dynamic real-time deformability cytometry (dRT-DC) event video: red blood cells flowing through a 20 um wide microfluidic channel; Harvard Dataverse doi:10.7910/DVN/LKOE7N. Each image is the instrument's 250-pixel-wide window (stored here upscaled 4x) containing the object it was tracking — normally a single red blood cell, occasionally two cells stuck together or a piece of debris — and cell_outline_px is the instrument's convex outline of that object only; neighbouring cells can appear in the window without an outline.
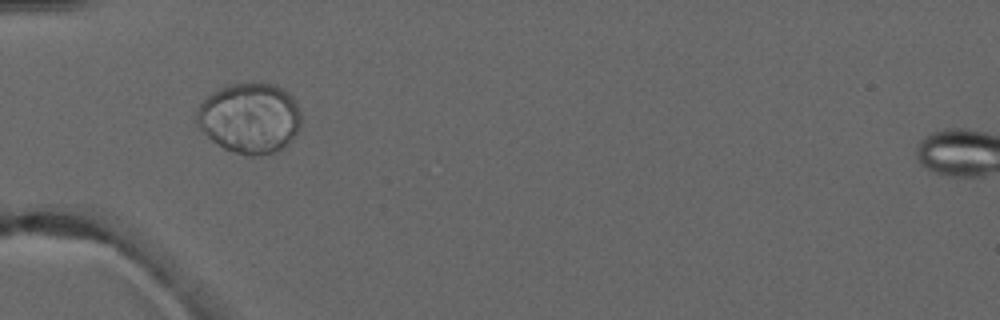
{"species": "common noctule bat (a hibernating species)", "species_latin": "Nyctalus noctula", "temperature_condition": "warm", "stored_images_in_passage": 6, "camera_frame_rate_fps": 3000, "um_per_image_px": 0.085, "animal": {"sex": "male", "forearm_length_mm": 52.5}, "frame": {"image": 1, "passage_image": 4, "time_ms": 3.667, "image_size_px": [1000, 320], "cell_outline_px": [[300, 128], [288, 144], [272, 152], [256, 156], [248, 156], [224, 148], [212, 140], [200, 128], [196, 120], [196, 108], [212, 92], [220, 88], [232, 84], [276, 84], [288, 92], [292, 96], [300, 112]], "centroid_in_image_um": [21.23, 10.03], "position_along_channel_um": 63.8, "area_um2": 42.48}}
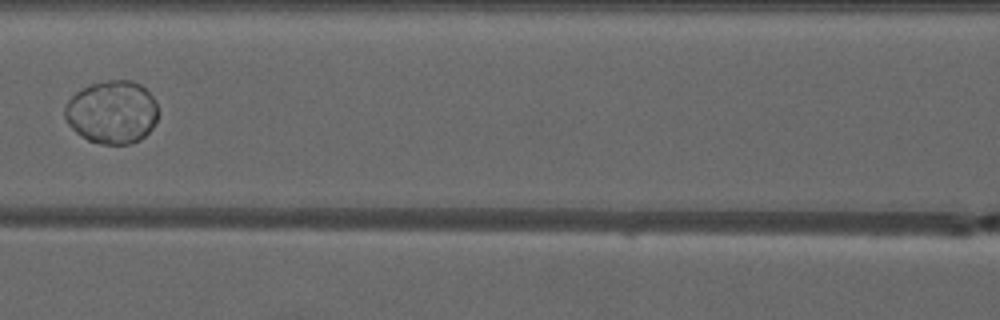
{"frame": {"image": 2, "passage_image": 6, "time_ms": 6.0, "image_size_px": [1000, 320], "cell_outline_px": [[156, 120], [152, 128], [140, 140], [128, 144], [104, 144], [88, 140], [76, 132], [68, 124], [64, 116], [64, 108], [68, 100], [76, 92], [92, 84], [108, 80], [132, 80], [140, 84], [156, 100]], "centroid_in_image_um": [9.51, 9.53], "position_along_channel_um": 157.1, "area_um2": 34.1}}